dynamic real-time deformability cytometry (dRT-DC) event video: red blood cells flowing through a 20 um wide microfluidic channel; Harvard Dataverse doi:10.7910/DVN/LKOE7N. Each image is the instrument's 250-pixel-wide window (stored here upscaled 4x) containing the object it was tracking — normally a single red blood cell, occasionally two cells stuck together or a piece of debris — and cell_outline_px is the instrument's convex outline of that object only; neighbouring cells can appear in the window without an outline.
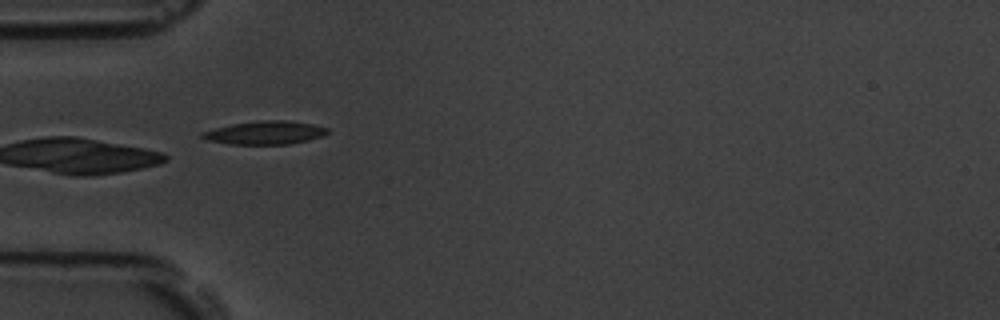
{"species": "common noctule bat (a hibernating species)", "species_latin": "Nyctalus noctula", "temperature_condition": "room temperature", "stored_images_in_passage": 7, "camera_frame_rate_fps": 3000, "um_per_image_px": 0.085, "animal": {"sex": "male", "body_mass_g": 19.5, "forearm_length_mm": 54.6}, "frame": {"image": 1, "passage_image": 5, "time_ms": 4.667, "image_size_px": [1000, 320], "cell_outline_px": [[332, 132], [324, 136], [308, 140], [288, 144], [228, 144], [204, 140], [200, 136], [200, 132], [232, 124], [264, 120], [284, 120], [312, 124], [328, 128]], "centroid_in_image_um": [22.54, 11.29], "position_along_channel_um": 62.5, "area_um2": 17.11}}
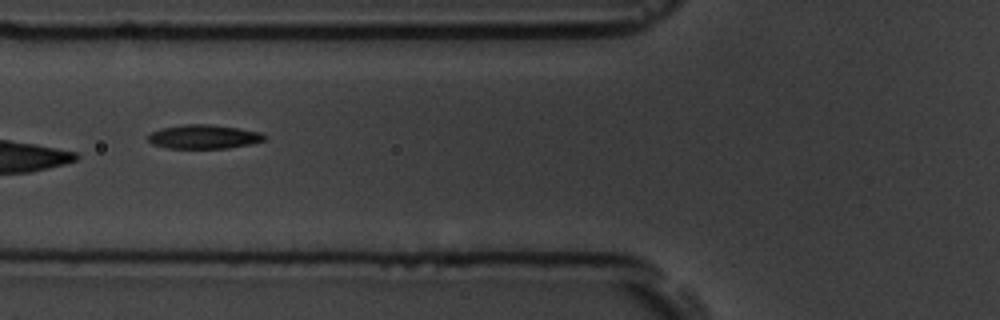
{"frame": {"image": 2, "passage_image": 6, "time_ms": 6.0, "image_size_px": [1000, 320], "cell_outline_px": [[268, 136], [264, 140], [248, 144], [228, 148], [164, 148], [152, 144], [148, 140], [148, 136], [152, 132], [160, 128], [184, 124], [212, 124], [260, 132]], "centroid_in_image_um": [17.29, 11.62], "position_along_channel_um": 108.5, "area_um2": 16.24}}
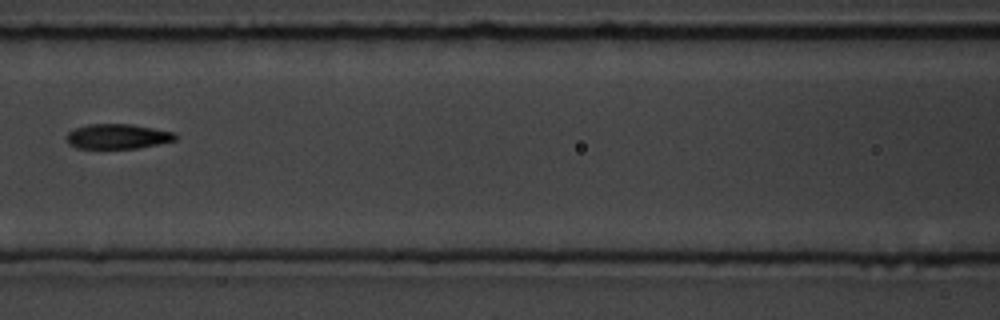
{"frame": {"image": 3, "passage_image": 7, "time_ms": 7.333, "image_size_px": [1000, 320], "cell_outline_px": [[176, 140], [160, 144], [136, 148], [76, 148], [68, 144], [64, 136], [68, 132], [76, 128], [88, 124], [132, 124], [172, 132], [176, 136]], "centroid_in_image_um": [9.94, 11.6], "position_along_channel_um": 156.7, "area_um2": 15.78}}